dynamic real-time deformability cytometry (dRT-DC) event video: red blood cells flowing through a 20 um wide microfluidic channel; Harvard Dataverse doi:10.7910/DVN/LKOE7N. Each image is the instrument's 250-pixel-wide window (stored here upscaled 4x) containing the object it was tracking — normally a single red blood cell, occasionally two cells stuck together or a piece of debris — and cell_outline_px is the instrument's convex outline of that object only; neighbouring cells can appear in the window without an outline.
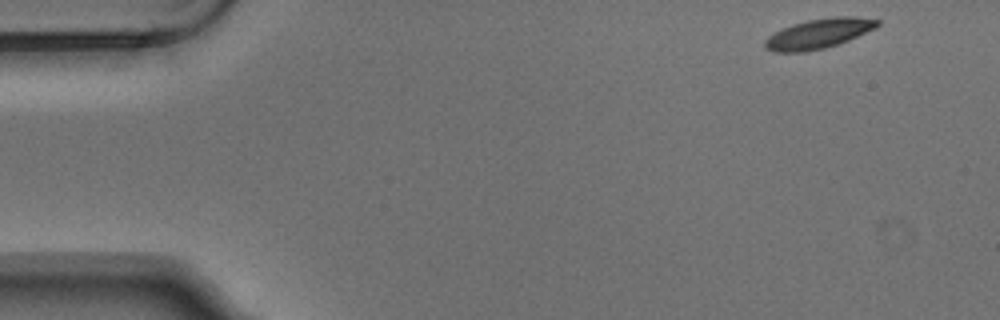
{"species": "Egyptian fruit bat (a non-hibernating species)", "species_latin": "Rousettus aegyptiacus", "temperature_condition": "warm", "stored_images_in_passage": 4, "camera_frame_rate_fps": 3000, "um_per_image_px": 0.085, "animal": {"sex": "male"}, "frame": {"image": 1, "passage_image": 1, "time_ms": 0.0, "image_size_px": [1000, 320], "cell_outline_px": [[880, 24], [876, 28], [848, 40], [824, 48], [804, 52], [772, 52], [764, 48], [764, 40], [768, 36], [792, 24], [808, 20], [836, 16], [856, 16], [880, 20]], "centroid_in_image_um": [69.58, 2.85], "position_along_channel_um": 15.4, "area_um2": 19.48}}
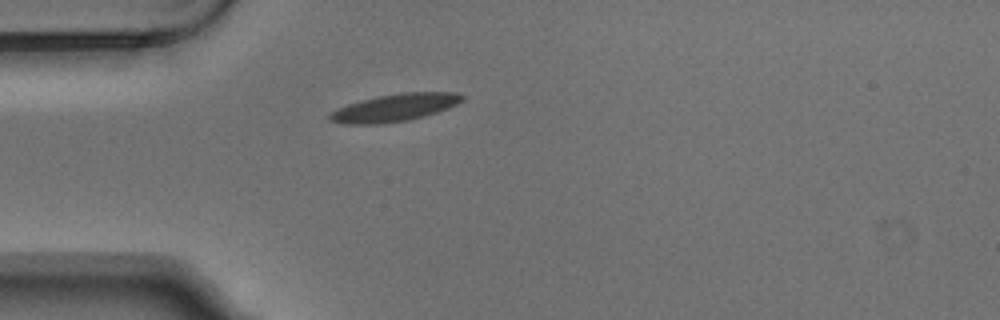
{"frame": {"image": 2, "passage_image": 4, "time_ms": 1.0, "image_size_px": [1000, 320], "cell_outline_px": [[464, 100], [448, 108], [424, 116], [408, 120], [376, 124], [344, 124], [328, 120], [328, 112], [336, 108], [360, 100], [376, 96], [400, 92], [456, 92], [464, 96]], "centroid_in_image_um": [33.5, 9.14], "position_along_channel_um": 51.5, "area_um2": 21.39}}